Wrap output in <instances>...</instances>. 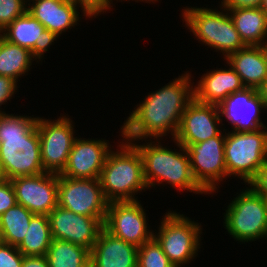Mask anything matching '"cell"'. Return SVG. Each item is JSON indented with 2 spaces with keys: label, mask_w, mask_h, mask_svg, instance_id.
Instances as JSON below:
<instances>
[{
  "label": "cell",
  "mask_w": 267,
  "mask_h": 267,
  "mask_svg": "<svg viewBox=\"0 0 267 267\" xmlns=\"http://www.w3.org/2000/svg\"><path fill=\"white\" fill-rule=\"evenodd\" d=\"M138 247L103 228L90 251L93 267H137Z\"/></svg>",
  "instance_id": "cell-20"
},
{
  "label": "cell",
  "mask_w": 267,
  "mask_h": 267,
  "mask_svg": "<svg viewBox=\"0 0 267 267\" xmlns=\"http://www.w3.org/2000/svg\"><path fill=\"white\" fill-rule=\"evenodd\" d=\"M160 222L158 232L153 233V237L170 262L175 267H182L193 261L201 248V224L171 210Z\"/></svg>",
  "instance_id": "cell-8"
},
{
  "label": "cell",
  "mask_w": 267,
  "mask_h": 267,
  "mask_svg": "<svg viewBox=\"0 0 267 267\" xmlns=\"http://www.w3.org/2000/svg\"><path fill=\"white\" fill-rule=\"evenodd\" d=\"M52 238L69 241L91 251L105 219H97L56 206L48 215Z\"/></svg>",
  "instance_id": "cell-13"
},
{
  "label": "cell",
  "mask_w": 267,
  "mask_h": 267,
  "mask_svg": "<svg viewBox=\"0 0 267 267\" xmlns=\"http://www.w3.org/2000/svg\"><path fill=\"white\" fill-rule=\"evenodd\" d=\"M58 206L97 219H106L108 201L99 178H70L58 175Z\"/></svg>",
  "instance_id": "cell-10"
},
{
  "label": "cell",
  "mask_w": 267,
  "mask_h": 267,
  "mask_svg": "<svg viewBox=\"0 0 267 267\" xmlns=\"http://www.w3.org/2000/svg\"><path fill=\"white\" fill-rule=\"evenodd\" d=\"M15 190L17 204L31 213L49 215L58 205V175L42 173L20 176L10 180Z\"/></svg>",
  "instance_id": "cell-14"
},
{
  "label": "cell",
  "mask_w": 267,
  "mask_h": 267,
  "mask_svg": "<svg viewBox=\"0 0 267 267\" xmlns=\"http://www.w3.org/2000/svg\"><path fill=\"white\" fill-rule=\"evenodd\" d=\"M22 267H49L45 256H24Z\"/></svg>",
  "instance_id": "cell-36"
},
{
  "label": "cell",
  "mask_w": 267,
  "mask_h": 267,
  "mask_svg": "<svg viewBox=\"0 0 267 267\" xmlns=\"http://www.w3.org/2000/svg\"><path fill=\"white\" fill-rule=\"evenodd\" d=\"M27 7L25 0H0V32L17 17L25 14Z\"/></svg>",
  "instance_id": "cell-29"
},
{
  "label": "cell",
  "mask_w": 267,
  "mask_h": 267,
  "mask_svg": "<svg viewBox=\"0 0 267 267\" xmlns=\"http://www.w3.org/2000/svg\"><path fill=\"white\" fill-rule=\"evenodd\" d=\"M36 59L31 51L19 45L12 44L0 35V75L20 81L18 78L30 71V66Z\"/></svg>",
  "instance_id": "cell-24"
},
{
  "label": "cell",
  "mask_w": 267,
  "mask_h": 267,
  "mask_svg": "<svg viewBox=\"0 0 267 267\" xmlns=\"http://www.w3.org/2000/svg\"><path fill=\"white\" fill-rule=\"evenodd\" d=\"M225 211L223 225L236 241L267 238V200L251 187L240 190Z\"/></svg>",
  "instance_id": "cell-7"
},
{
  "label": "cell",
  "mask_w": 267,
  "mask_h": 267,
  "mask_svg": "<svg viewBox=\"0 0 267 267\" xmlns=\"http://www.w3.org/2000/svg\"><path fill=\"white\" fill-rule=\"evenodd\" d=\"M78 9L74 0H32L27 7L35 19L58 37L77 25L81 18Z\"/></svg>",
  "instance_id": "cell-19"
},
{
  "label": "cell",
  "mask_w": 267,
  "mask_h": 267,
  "mask_svg": "<svg viewBox=\"0 0 267 267\" xmlns=\"http://www.w3.org/2000/svg\"><path fill=\"white\" fill-rule=\"evenodd\" d=\"M105 139L76 138L62 176L70 178H99L112 149Z\"/></svg>",
  "instance_id": "cell-17"
},
{
  "label": "cell",
  "mask_w": 267,
  "mask_h": 267,
  "mask_svg": "<svg viewBox=\"0 0 267 267\" xmlns=\"http://www.w3.org/2000/svg\"><path fill=\"white\" fill-rule=\"evenodd\" d=\"M224 146L225 134L221 132L218 136L186 147L193 176L208 194L216 192L217 183L227 178Z\"/></svg>",
  "instance_id": "cell-11"
},
{
  "label": "cell",
  "mask_w": 267,
  "mask_h": 267,
  "mask_svg": "<svg viewBox=\"0 0 267 267\" xmlns=\"http://www.w3.org/2000/svg\"><path fill=\"white\" fill-rule=\"evenodd\" d=\"M34 215L19 204L9 208L0 216L1 241L17 247L24 239Z\"/></svg>",
  "instance_id": "cell-27"
},
{
  "label": "cell",
  "mask_w": 267,
  "mask_h": 267,
  "mask_svg": "<svg viewBox=\"0 0 267 267\" xmlns=\"http://www.w3.org/2000/svg\"><path fill=\"white\" fill-rule=\"evenodd\" d=\"M0 35L8 42L27 48L32 56L41 61L44 53L59 39L58 36L47 30L28 11L17 17L11 24L0 32Z\"/></svg>",
  "instance_id": "cell-18"
},
{
  "label": "cell",
  "mask_w": 267,
  "mask_h": 267,
  "mask_svg": "<svg viewBox=\"0 0 267 267\" xmlns=\"http://www.w3.org/2000/svg\"><path fill=\"white\" fill-rule=\"evenodd\" d=\"M17 88V81L10 77L0 75V107L6 104L8 100L12 99L14 94L18 91ZM1 110L2 108H0V114L5 113Z\"/></svg>",
  "instance_id": "cell-33"
},
{
  "label": "cell",
  "mask_w": 267,
  "mask_h": 267,
  "mask_svg": "<svg viewBox=\"0 0 267 267\" xmlns=\"http://www.w3.org/2000/svg\"><path fill=\"white\" fill-rule=\"evenodd\" d=\"M69 116L62 115L57 120L38 117L36 126L40 139V151L45 173L60 175L64 171L74 137V123Z\"/></svg>",
  "instance_id": "cell-9"
},
{
  "label": "cell",
  "mask_w": 267,
  "mask_h": 267,
  "mask_svg": "<svg viewBox=\"0 0 267 267\" xmlns=\"http://www.w3.org/2000/svg\"><path fill=\"white\" fill-rule=\"evenodd\" d=\"M224 60L240 76L246 88L258 89L267 78V45L245 46Z\"/></svg>",
  "instance_id": "cell-22"
},
{
  "label": "cell",
  "mask_w": 267,
  "mask_h": 267,
  "mask_svg": "<svg viewBox=\"0 0 267 267\" xmlns=\"http://www.w3.org/2000/svg\"><path fill=\"white\" fill-rule=\"evenodd\" d=\"M188 72V73H187ZM159 90L145 96L121 126V136L129 142L162 140L171 134L174 140L186 107L194 100L193 78L189 71ZM150 138L149 140H146Z\"/></svg>",
  "instance_id": "cell-1"
},
{
  "label": "cell",
  "mask_w": 267,
  "mask_h": 267,
  "mask_svg": "<svg viewBox=\"0 0 267 267\" xmlns=\"http://www.w3.org/2000/svg\"><path fill=\"white\" fill-rule=\"evenodd\" d=\"M228 66L229 69L217 68L202 75L194 86V99L197 102L219 106L229 95L245 88L240 76Z\"/></svg>",
  "instance_id": "cell-21"
},
{
  "label": "cell",
  "mask_w": 267,
  "mask_h": 267,
  "mask_svg": "<svg viewBox=\"0 0 267 267\" xmlns=\"http://www.w3.org/2000/svg\"><path fill=\"white\" fill-rule=\"evenodd\" d=\"M248 186L267 200V160L258 170L256 176L248 183Z\"/></svg>",
  "instance_id": "cell-34"
},
{
  "label": "cell",
  "mask_w": 267,
  "mask_h": 267,
  "mask_svg": "<svg viewBox=\"0 0 267 267\" xmlns=\"http://www.w3.org/2000/svg\"><path fill=\"white\" fill-rule=\"evenodd\" d=\"M121 2H122V0H120ZM124 1V0H123ZM126 1H128V0H126ZM130 1V0H129ZM133 1V0H132ZM138 1H142V2H144L145 1V3L147 2V3H151V2H156V1H158V0H136L135 2H138ZM110 2H111V4H113L112 2V0H110Z\"/></svg>",
  "instance_id": "cell-39"
},
{
  "label": "cell",
  "mask_w": 267,
  "mask_h": 267,
  "mask_svg": "<svg viewBox=\"0 0 267 267\" xmlns=\"http://www.w3.org/2000/svg\"><path fill=\"white\" fill-rule=\"evenodd\" d=\"M16 204V194L12 182L4 179L0 182V216Z\"/></svg>",
  "instance_id": "cell-32"
},
{
  "label": "cell",
  "mask_w": 267,
  "mask_h": 267,
  "mask_svg": "<svg viewBox=\"0 0 267 267\" xmlns=\"http://www.w3.org/2000/svg\"><path fill=\"white\" fill-rule=\"evenodd\" d=\"M45 257L49 267H86L90 250L69 241L53 239Z\"/></svg>",
  "instance_id": "cell-26"
},
{
  "label": "cell",
  "mask_w": 267,
  "mask_h": 267,
  "mask_svg": "<svg viewBox=\"0 0 267 267\" xmlns=\"http://www.w3.org/2000/svg\"><path fill=\"white\" fill-rule=\"evenodd\" d=\"M258 93L260 94L264 102L265 108L267 110V78L265 79L263 84L258 88Z\"/></svg>",
  "instance_id": "cell-37"
},
{
  "label": "cell",
  "mask_w": 267,
  "mask_h": 267,
  "mask_svg": "<svg viewBox=\"0 0 267 267\" xmlns=\"http://www.w3.org/2000/svg\"><path fill=\"white\" fill-rule=\"evenodd\" d=\"M173 141L180 148V153L175 148L173 151L166 146L163 147L159 139L150 140L142 145L135 141L132 143L142 157L144 179L148 189L167 182L170 187L177 190L208 194L193 176L186 148L177 141Z\"/></svg>",
  "instance_id": "cell-3"
},
{
  "label": "cell",
  "mask_w": 267,
  "mask_h": 267,
  "mask_svg": "<svg viewBox=\"0 0 267 267\" xmlns=\"http://www.w3.org/2000/svg\"><path fill=\"white\" fill-rule=\"evenodd\" d=\"M262 0H222L221 6L230 8H256L260 7Z\"/></svg>",
  "instance_id": "cell-35"
},
{
  "label": "cell",
  "mask_w": 267,
  "mask_h": 267,
  "mask_svg": "<svg viewBox=\"0 0 267 267\" xmlns=\"http://www.w3.org/2000/svg\"><path fill=\"white\" fill-rule=\"evenodd\" d=\"M220 124L222 119L217 105L199 103L194 99L182 115L174 140L186 148L218 136L222 132Z\"/></svg>",
  "instance_id": "cell-15"
},
{
  "label": "cell",
  "mask_w": 267,
  "mask_h": 267,
  "mask_svg": "<svg viewBox=\"0 0 267 267\" xmlns=\"http://www.w3.org/2000/svg\"><path fill=\"white\" fill-rule=\"evenodd\" d=\"M24 255L16 246L0 243V267H22Z\"/></svg>",
  "instance_id": "cell-30"
},
{
  "label": "cell",
  "mask_w": 267,
  "mask_h": 267,
  "mask_svg": "<svg viewBox=\"0 0 267 267\" xmlns=\"http://www.w3.org/2000/svg\"><path fill=\"white\" fill-rule=\"evenodd\" d=\"M260 8L267 14V0H262Z\"/></svg>",
  "instance_id": "cell-38"
},
{
  "label": "cell",
  "mask_w": 267,
  "mask_h": 267,
  "mask_svg": "<svg viewBox=\"0 0 267 267\" xmlns=\"http://www.w3.org/2000/svg\"><path fill=\"white\" fill-rule=\"evenodd\" d=\"M86 267H93L92 263L90 262Z\"/></svg>",
  "instance_id": "cell-41"
},
{
  "label": "cell",
  "mask_w": 267,
  "mask_h": 267,
  "mask_svg": "<svg viewBox=\"0 0 267 267\" xmlns=\"http://www.w3.org/2000/svg\"><path fill=\"white\" fill-rule=\"evenodd\" d=\"M79 7H81L84 17L94 18L100 16L102 12H106L111 9L110 0H74Z\"/></svg>",
  "instance_id": "cell-31"
},
{
  "label": "cell",
  "mask_w": 267,
  "mask_h": 267,
  "mask_svg": "<svg viewBox=\"0 0 267 267\" xmlns=\"http://www.w3.org/2000/svg\"><path fill=\"white\" fill-rule=\"evenodd\" d=\"M225 131V165L227 177L249 183L267 160V127L256 131Z\"/></svg>",
  "instance_id": "cell-6"
},
{
  "label": "cell",
  "mask_w": 267,
  "mask_h": 267,
  "mask_svg": "<svg viewBox=\"0 0 267 267\" xmlns=\"http://www.w3.org/2000/svg\"><path fill=\"white\" fill-rule=\"evenodd\" d=\"M227 11L246 46L267 45V14L264 10L256 7L230 8Z\"/></svg>",
  "instance_id": "cell-23"
},
{
  "label": "cell",
  "mask_w": 267,
  "mask_h": 267,
  "mask_svg": "<svg viewBox=\"0 0 267 267\" xmlns=\"http://www.w3.org/2000/svg\"><path fill=\"white\" fill-rule=\"evenodd\" d=\"M221 119L230 123L235 132L256 131L263 127L261 111L266 108L258 89L244 88L229 95L219 106Z\"/></svg>",
  "instance_id": "cell-16"
},
{
  "label": "cell",
  "mask_w": 267,
  "mask_h": 267,
  "mask_svg": "<svg viewBox=\"0 0 267 267\" xmlns=\"http://www.w3.org/2000/svg\"><path fill=\"white\" fill-rule=\"evenodd\" d=\"M122 141L118 145L120 150H111L108 154L99 177L104 197L108 202L135 201V194L148 189L138 149L132 142H126L124 139Z\"/></svg>",
  "instance_id": "cell-4"
},
{
  "label": "cell",
  "mask_w": 267,
  "mask_h": 267,
  "mask_svg": "<svg viewBox=\"0 0 267 267\" xmlns=\"http://www.w3.org/2000/svg\"><path fill=\"white\" fill-rule=\"evenodd\" d=\"M139 201L109 202L104 222L108 232L136 247L150 240L154 233L147 227L146 212Z\"/></svg>",
  "instance_id": "cell-12"
},
{
  "label": "cell",
  "mask_w": 267,
  "mask_h": 267,
  "mask_svg": "<svg viewBox=\"0 0 267 267\" xmlns=\"http://www.w3.org/2000/svg\"><path fill=\"white\" fill-rule=\"evenodd\" d=\"M204 7H187L182 9V17L186 27L201 42L211 49L223 53L225 59L229 54L237 52L246 45L243 43L227 9Z\"/></svg>",
  "instance_id": "cell-5"
},
{
  "label": "cell",
  "mask_w": 267,
  "mask_h": 267,
  "mask_svg": "<svg viewBox=\"0 0 267 267\" xmlns=\"http://www.w3.org/2000/svg\"><path fill=\"white\" fill-rule=\"evenodd\" d=\"M37 119L0 114V166L6 180L44 173Z\"/></svg>",
  "instance_id": "cell-2"
},
{
  "label": "cell",
  "mask_w": 267,
  "mask_h": 267,
  "mask_svg": "<svg viewBox=\"0 0 267 267\" xmlns=\"http://www.w3.org/2000/svg\"><path fill=\"white\" fill-rule=\"evenodd\" d=\"M137 267H175L163 252L160 244L152 237L138 247Z\"/></svg>",
  "instance_id": "cell-28"
},
{
  "label": "cell",
  "mask_w": 267,
  "mask_h": 267,
  "mask_svg": "<svg viewBox=\"0 0 267 267\" xmlns=\"http://www.w3.org/2000/svg\"><path fill=\"white\" fill-rule=\"evenodd\" d=\"M5 179L4 175H3V172H2V169H1V166H0V182L3 181Z\"/></svg>",
  "instance_id": "cell-40"
},
{
  "label": "cell",
  "mask_w": 267,
  "mask_h": 267,
  "mask_svg": "<svg viewBox=\"0 0 267 267\" xmlns=\"http://www.w3.org/2000/svg\"><path fill=\"white\" fill-rule=\"evenodd\" d=\"M52 240L49 217L35 214L17 248L24 256H45Z\"/></svg>",
  "instance_id": "cell-25"
}]
</instances>
